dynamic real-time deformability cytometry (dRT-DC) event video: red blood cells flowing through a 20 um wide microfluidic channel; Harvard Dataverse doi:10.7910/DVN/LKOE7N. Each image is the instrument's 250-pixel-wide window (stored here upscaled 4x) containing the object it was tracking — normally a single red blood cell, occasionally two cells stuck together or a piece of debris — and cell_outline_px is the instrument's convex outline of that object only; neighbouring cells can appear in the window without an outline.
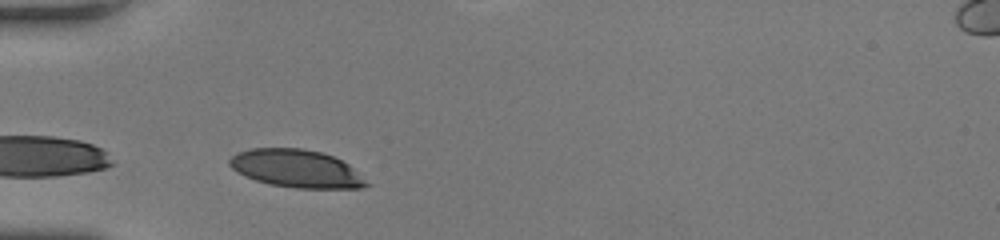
{"species": "human", "species_latin": "Homo sapiens", "temperature_condition": "room temperature", "stored_images_in_passage": 11, "camera_frame_rate_fps": 3000, "um_per_image_px": 0.085, "donor": {"sex": "female"}, "frame": {"image": 1, "passage_image": 4, "time_ms": 1.0, "image_size_px": [1000, 240], "cell_outline_px": [[372, 184], [360, 188], [296, 188], [268, 184], [244, 176], [236, 172], [228, 164], [228, 160], [236, 152], [252, 148], [304, 148], [320, 152], [332, 156], [348, 164]], "centroid_in_image_um": [25.17, 14.33], "position_along_channel_um": 59.8, "area_um2": 30.35}}
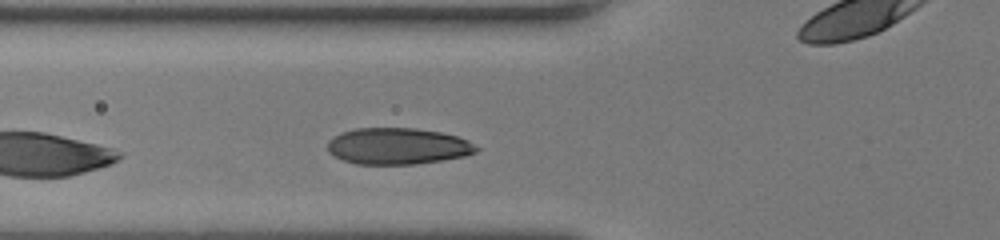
{"frame": {"image": 2, "passage_image": 7, "time_ms": 2.0, "image_size_px": [1000, 240], "cell_outline_px": [[480, 148], [476, 152], [464, 156], [440, 160], [412, 164], [356, 164], [344, 160], [328, 152], [328, 140], [332, 136], [340, 132], [356, 128], [416, 128], [440, 132], [456, 136], [468, 140]], "centroid_in_image_um": [33.78, 12.41], "position_along_channel_um": 92.0, "area_um2": 31.56}}